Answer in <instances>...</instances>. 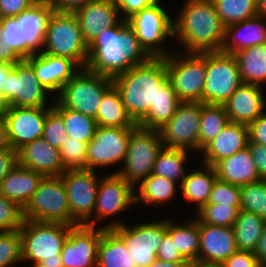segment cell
<instances>
[{"label":"cell","instance_id":"obj_57","mask_svg":"<svg viewBox=\"0 0 266 267\" xmlns=\"http://www.w3.org/2000/svg\"><path fill=\"white\" fill-rule=\"evenodd\" d=\"M3 27L0 24V62H8L11 64L18 63L23 59L14 51L11 46H8V43L5 39V36L2 35Z\"/></svg>","mask_w":266,"mask_h":267},{"label":"cell","instance_id":"obj_43","mask_svg":"<svg viewBox=\"0 0 266 267\" xmlns=\"http://www.w3.org/2000/svg\"><path fill=\"white\" fill-rule=\"evenodd\" d=\"M240 206H230L207 203L194 213L202 223L214 226L233 227L237 219Z\"/></svg>","mask_w":266,"mask_h":267},{"label":"cell","instance_id":"obj_6","mask_svg":"<svg viewBox=\"0 0 266 267\" xmlns=\"http://www.w3.org/2000/svg\"><path fill=\"white\" fill-rule=\"evenodd\" d=\"M165 66L168 80L181 102H203L206 52L176 49L165 57Z\"/></svg>","mask_w":266,"mask_h":267},{"label":"cell","instance_id":"obj_27","mask_svg":"<svg viewBox=\"0 0 266 267\" xmlns=\"http://www.w3.org/2000/svg\"><path fill=\"white\" fill-rule=\"evenodd\" d=\"M266 43V17L256 15L248 20L226 26L225 39L220 50L234 54L241 49Z\"/></svg>","mask_w":266,"mask_h":267},{"label":"cell","instance_id":"obj_7","mask_svg":"<svg viewBox=\"0 0 266 267\" xmlns=\"http://www.w3.org/2000/svg\"><path fill=\"white\" fill-rule=\"evenodd\" d=\"M101 174L93 215L84 225L97 227L99 224H102L100 222H104L105 220L107 223L105 224L104 222L101 227L112 229L117 225L126 223L123 220L121 221V217H118L124 211L133 210V205L135 204V188L130 183H127L118 173L104 174L102 172ZM108 220H111V222Z\"/></svg>","mask_w":266,"mask_h":267},{"label":"cell","instance_id":"obj_8","mask_svg":"<svg viewBox=\"0 0 266 267\" xmlns=\"http://www.w3.org/2000/svg\"><path fill=\"white\" fill-rule=\"evenodd\" d=\"M42 52L69 58L80 68H85L88 44L73 12L53 11L48 20Z\"/></svg>","mask_w":266,"mask_h":267},{"label":"cell","instance_id":"obj_12","mask_svg":"<svg viewBox=\"0 0 266 267\" xmlns=\"http://www.w3.org/2000/svg\"><path fill=\"white\" fill-rule=\"evenodd\" d=\"M242 84L238 63L233 54L206 52L203 103L224 105Z\"/></svg>","mask_w":266,"mask_h":267},{"label":"cell","instance_id":"obj_48","mask_svg":"<svg viewBox=\"0 0 266 267\" xmlns=\"http://www.w3.org/2000/svg\"><path fill=\"white\" fill-rule=\"evenodd\" d=\"M241 186L220 181L214 182L207 203L240 206Z\"/></svg>","mask_w":266,"mask_h":267},{"label":"cell","instance_id":"obj_34","mask_svg":"<svg viewBox=\"0 0 266 267\" xmlns=\"http://www.w3.org/2000/svg\"><path fill=\"white\" fill-rule=\"evenodd\" d=\"M97 267H136L123 239L111 228H103Z\"/></svg>","mask_w":266,"mask_h":267},{"label":"cell","instance_id":"obj_58","mask_svg":"<svg viewBox=\"0 0 266 267\" xmlns=\"http://www.w3.org/2000/svg\"><path fill=\"white\" fill-rule=\"evenodd\" d=\"M96 0H49L54 11L74 12L78 8Z\"/></svg>","mask_w":266,"mask_h":267},{"label":"cell","instance_id":"obj_61","mask_svg":"<svg viewBox=\"0 0 266 267\" xmlns=\"http://www.w3.org/2000/svg\"><path fill=\"white\" fill-rule=\"evenodd\" d=\"M5 149H12L7 136V126L5 119L0 115V151Z\"/></svg>","mask_w":266,"mask_h":267},{"label":"cell","instance_id":"obj_23","mask_svg":"<svg viewBox=\"0 0 266 267\" xmlns=\"http://www.w3.org/2000/svg\"><path fill=\"white\" fill-rule=\"evenodd\" d=\"M84 40L89 45L102 31L115 26L122 18L113 0H96L73 12Z\"/></svg>","mask_w":266,"mask_h":267},{"label":"cell","instance_id":"obj_36","mask_svg":"<svg viewBox=\"0 0 266 267\" xmlns=\"http://www.w3.org/2000/svg\"><path fill=\"white\" fill-rule=\"evenodd\" d=\"M181 101L167 80L157 92L154 106H150L147 116L138 124L145 129L159 130L175 114Z\"/></svg>","mask_w":266,"mask_h":267},{"label":"cell","instance_id":"obj_39","mask_svg":"<svg viewBox=\"0 0 266 267\" xmlns=\"http://www.w3.org/2000/svg\"><path fill=\"white\" fill-rule=\"evenodd\" d=\"M230 123L223 105L202 102L198 133V154Z\"/></svg>","mask_w":266,"mask_h":267},{"label":"cell","instance_id":"obj_17","mask_svg":"<svg viewBox=\"0 0 266 267\" xmlns=\"http://www.w3.org/2000/svg\"><path fill=\"white\" fill-rule=\"evenodd\" d=\"M202 102H181L171 119L159 129L164 147L186 149L198 154Z\"/></svg>","mask_w":266,"mask_h":267},{"label":"cell","instance_id":"obj_22","mask_svg":"<svg viewBox=\"0 0 266 267\" xmlns=\"http://www.w3.org/2000/svg\"><path fill=\"white\" fill-rule=\"evenodd\" d=\"M200 249L196 261L222 264L237 251L233 227L214 226L199 220Z\"/></svg>","mask_w":266,"mask_h":267},{"label":"cell","instance_id":"obj_50","mask_svg":"<svg viewBox=\"0 0 266 267\" xmlns=\"http://www.w3.org/2000/svg\"><path fill=\"white\" fill-rule=\"evenodd\" d=\"M157 258L167 262H189L178 251L175 241L166 231L157 250Z\"/></svg>","mask_w":266,"mask_h":267},{"label":"cell","instance_id":"obj_5","mask_svg":"<svg viewBox=\"0 0 266 267\" xmlns=\"http://www.w3.org/2000/svg\"><path fill=\"white\" fill-rule=\"evenodd\" d=\"M162 2L165 1L156 0L127 20L141 46L151 57H166L178 47L175 44L170 46L171 40L168 38H173V15L164 8Z\"/></svg>","mask_w":266,"mask_h":267},{"label":"cell","instance_id":"obj_60","mask_svg":"<svg viewBox=\"0 0 266 267\" xmlns=\"http://www.w3.org/2000/svg\"><path fill=\"white\" fill-rule=\"evenodd\" d=\"M260 265L266 264V224L263 229V233L259 238L257 248L254 252Z\"/></svg>","mask_w":266,"mask_h":267},{"label":"cell","instance_id":"obj_54","mask_svg":"<svg viewBox=\"0 0 266 267\" xmlns=\"http://www.w3.org/2000/svg\"><path fill=\"white\" fill-rule=\"evenodd\" d=\"M250 141L266 146V110L249 125Z\"/></svg>","mask_w":266,"mask_h":267},{"label":"cell","instance_id":"obj_19","mask_svg":"<svg viewBox=\"0 0 266 267\" xmlns=\"http://www.w3.org/2000/svg\"><path fill=\"white\" fill-rule=\"evenodd\" d=\"M51 107H9L2 115L10 147L18 151L25 144L42 138L47 111Z\"/></svg>","mask_w":266,"mask_h":267},{"label":"cell","instance_id":"obj_2","mask_svg":"<svg viewBox=\"0 0 266 267\" xmlns=\"http://www.w3.org/2000/svg\"><path fill=\"white\" fill-rule=\"evenodd\" d=\"M182 5L173 16L171 43L176 42L181 52L220 51L226 26L220 20L214 3L211 0H184Z\"/></svg>","mask_w":266,"mask_h":267},{"label":"cell","instance_id":"obj_33","mask_svg":"<svg viewBox=\"0 0 266 267\" xmlns=\"http://www.w3.org/2000/svg\"><path fill=\"white\" fill-rule=\"evenodd\" d=\"M243 83L266 89V43L241 49L233 54Z\"/></svg>","mask_w":266,"mask_h":267},{"label":"cell","instance_id":"obj_15","mask_svg":"<svg viewBox=\"0 0 266 267\" xmlns=\"http://www.w3.org/2000/svg\"><path fill=\"white\" fill-rule=\"evenodd\" d=\"M98 173L89 169H69L60 175L68 197L70 225L85 224L92 217L100 180Z\"/></svg>","mask_w":266,"mask_h":267},{"label":"cell","instance_id":"obj_25","mask_svg":"<svg viewBox=\"0 0 266 267\" xmlns=\"http://www.w3.org/2000/svg\"><path fill=\"white\" fill-rule=\"evenodd\" d=\"M249 126L230 122L222 131L209 142L198 154L200 162L214 166L222 159L234 155L248 147Z\"/></svg>","mask_w":266,"mask_h":267},{"label":"cell","instance_id":"obj_4","mask_svg":"<svg viewBox=\"0 0 266 267\" xmlns=\"http://www.w3.org/2000/svg\"><path fill=\"white\" fill-rule=\"evenodd\" d=\"M72 227L64 223L24 220L20 228L23 266L27 262V265L63 267L61 250Z\"/></svg>","mask_w":266,"mask_h":267},{"label":"cell","instance_id":"obj_49","mask_svg":"<svg viewBox=\"0 0 266 267\" xmlns=\"http://www.w3.org/2000/svg\"><path fill=\"white\" fill-rule=\"evenodd\" d=\"M0 24L3 27L2 35L11 46L14 51L21 57V43H20V32L19 22L15 17L0 18Z\"/></svg>","mask_w":266,"mask_h":267},{"label":"cell","instance_id":"obj_3","mask_svg":"<svg viewBox=\"0 0 266 267\" xmlns=\"http://www.w3.org/2000/svg\"><path fill=\"white\" fill-rule=\"evenodd\" d=\"M168 80L165 57H151L113 79L122 103L132 120L139 124L156 102L157 92Z\"/></svg>","mask_w":266,"mask_h":267},{"label":"cell","instance_id":"obj_51","mask_svg":"<svg viewBox=\"0 0 266 267\" xmlns=\"http://www.w3.org/2000/svg\"><path fill=\"white\" fill-rule=\"evenodd\" d=\"M118 6L120 16L128 20L131 16L149 7L156 0H113Z\"/></svg>","mask_w":266,"mask_h":267},{"label":"cell","instance_id":"obj_62","mask_svg":"<svg viewBox=\"0 0 266 267\" xmlns=\"http://www.w3.org/2000/svg\"><path fill=\"white\" fill-rule=\"evenodd\" d=\"M190 262H167L156 259L149 267H189Z\"/></svg>","mask_w":266,"mask_h":267},{"label":"cell","instance_id":"obj_47","mask_svg":"<svg viewBox=\"0 0 266 267\" xmlns=\"http://www.w3.org/2000/svg\"><path fill=\"white\" fill-rule=\"evenodd\" d=\"M23 222V208L0 194V231L20 230Z\"/></svg>","mask_w":266,"mask_h":267},{"label":"cell","instance_id":"obj_35","mask_svg":"<svg viewBox=\"0 0 266 267\" xmlns=\"http://www.w3.org/2000/svg\"><path fill=\"white\" fill-rule=\"evenodd\" d=\"M102 127L136 128V124L126 111L117 88L112 85L103 95L96 118Z\"/></svg>","mask_w":266,"mask_h":267},{"label":"cell","instance_id":"obj_21","mask_svg":"<svg viewBox=\"0 0 266 267\" xmlns=\"http://www.w3.org/2000/svg\"><path fill=\"white\" fill-rule=\"evenodd\" d=\"M43 87L56 97L63 86L81 69L73 60L46 53L34 54L26 59Z\"/></svg>","mask_w":266,"mask_h":267},{"label":"cell","instance_id":"obj_52","mask_svg":"<svg viewBox=\"0 0 266 267\" xmlns=\"http://www.w3.org/2000/svg\"><path fill=\"white\" fill-rule=\"evenodd\" d=\"M220 265L221 267H260L254 253L241 250H237Z\"/></svg>","mask_w":266,"mask_h":267},{"label":"cell","instance_id":"obj_14","mask_svg":"<svg viewBox=\"0 0 266 267\" xmlns=\"http://www.w3.org/2000/svg\"><path fill=\"white\" fill-rule=\"evenodd\" d=\"M2 91L10 107H52L55 99L37 79L26 59L14 64Z\"/></svg>","mask_w":266,"mask_h":267},{"label":"cell","instance_id":"obj_13","mask_svg":"<svg viewBox=\"0 0 266 267\" xmlns=\"http://www.w3.org/2000/svg\"><path fill=\"white\" fill-rule=\"evenodd\" d=\"M154 219L112 228L123 239L136 267H149L157 259L158 247L167 231V218Z\"/></svg>","mask_w":266,"mask_h":267},{"label":"cell","instance_id":"obj_30","mask_svg":"<svg viewBox=\"0 0 266 267\" xmlns=\"http://www.w3.org/2000/svg\"><path fill=\"white\" fill-rule=\"evenodd\" d=\"M220 181L243 186L261 180L248 147L217 162L214 166Z\"/></svg>","mask_w":266,"mask_h":267},{"label":"cell","instance_id":"obj_31","mask_svg":"<svg viewBox=\"0 0 266 267\" xmlns=\"http://www.w3.org/2000/svg\"><path fill=\"white\" fill-rule=\"evenodd\" d=\"M178 193L180 194V186L176 182L151 173L135 188V206L142 205V208L143 206H153L156 213L159 214L160 205L169 204L173 199L176 200Z\"/></svg>","mask_w":266,"mask_h":267},{"label":"cell","instance_id":"obj_16","mask_svg":"<svg viewBox=\"0 0 266 267\" xmlns=\"http://www.w3.org/2000/svg\"><path fill=\"white\" fill-rule=\"evenodd\" d=\"M134 129L98 126L87 144V169L99 172L108 167L111 170L115 165L120 167L125 161L130 135Z\"/></svg>","mask_w":266,"mask_h":267},{"label":"cell","instance_id":"obj_18","mask_svg":"<svg viewBox=\"0 0 266 267\" xmlns=\"http://www.w3.org/2000/svg\"><path fill=\"white\" fill-rule=\"evenodd\" d=\"M102 234L100 225L73 226L61 250L63 267H97L98 244Z\"/></svg>","mask_w":266,"mask_h":267},{"label":"cell","instance_id":"obj_40","mask_svg":"<svg viewBox=\"0 0 266 267\" xmlns=\"http://www.w3.org/2000/svg\"><path fill=\"white\" fill-rule=\"evenodd\" d=\"M52 107L62 116L69 138L89 143L98 127L95 118L63 107L54 99Z\"/></svg>","mask_w":266,"mask_h":267},{"label":"cell","instance_id":"obj_59","mask_svg":"<svg viewBox=\"0 0 266 267\" xmlns=\"http://www.w3.org/2000/svg\"><path fill=\"white\" fill-rule=\"evenodd\" d=\"M14 64L8 62H0V115H3L10 107L7 99L5 98L2 86L5 85L9 72L13 69Z\"/></svg>","mask_w":266,"mask_h":267},{"label":"cell","instance_id":"obj_26","mask_svg":"<svg viewBox=\"0 0 266 267\" xmlns=\"http://www.w3.org/2000/svg\"><path fill=\"white\" fill-rule=\"evenodd\" d=\"M18 164L47 176H60L65 172L60 149L51 146L43 138L25 144L17 151Z\"/></svg>","mask_w":266,"mask_h":267},{"label":"cell","instance_id":"obj_53","mask_svg":"<svg viewBox=\"0 0 266 267\" xmlns=\"http://www.w3.org/2000/svg\"><path fill=\"white\" fill-rule=\"evenodd\" d=\"M35 2V0H0V18L15 17Z\"/></svg>","mask_w":266,"mask_h":267},{"label":"cell","instance_id":"obj_29","mask_svg":"<svg viewBox=\"0 0 266 267\" xmlns=\"http://www.w3.org/2000/svg\"><path fill=\"white\" fill-rule=\"evenodd\" d=\"M44 176L17 164L1 181L0 194L25 208Z\"/></svg>","mask_w":266,"mask_h":267},{"label":"cell","instance_id":"obj_37","mask_svg":"<svg viewBox=\"0 0 266 267\" xmlns=\"http://www.w3.org/2000/svg\"><path fill=\"white\" fill-rule=\"evenodd\" d=\"M191 155L194 153L186 149L163 147L157 155L152 173L166 177L180 186L190 169L186 164L189 163V159L193 160Z\"/></svg>","mask_w":266,"mask_h":267},{"label":"cell","instance_id":"obj_28","mask_svg":"<svg viewBox=\"0 0 266 267\" xmlns=\"http://www.w3.org/2000/svg\"><path fill=\"white\" fill-rule=\"evenodd\" d=\"M195 164V168L189 169L185 178L180 185L181 199L185 200V204L193 206L195 212L199 211L207 204L212 186L217 179L215 168L210 165L199 162ZM198 166V167H197Z\"/></svg>","mask_w":266,"mask_h":267},{"label":"cell","instance_id":"obj_1","mask_svg":"<svg viewBox=\"0 0 266 267\" xmlns=\"http://www.w3.org/2000/svg\"><path fill=\"white\" fill-rule=\"evenodd\" d=\"M150 58L134 29L127 20L121 19L115 26L102 31L88 45L85 68L114 79Z\"/></svg>","mask_w":266,"mask_h":267},{"label":"cell","instance_id":"obj_45","mask_svg":"<svg viewBox=\"0 0 266 267\" xmlns=\"http://www.w3.org/2000/svg\"><path fill=\"white\" fill-rule=\"evenodd\" d=\"M63 166L69 169H87V143L69 138L60 149Z\"/></svg>","mask_w":266,"mask_h":267},{"label":"cell","instance_id":"obj_63","mask_svg":"<svg viewBox=\"0 0 266 267\" xmlns=\"http://www.w3.org/2000/svg\"><path fill=\"white\" fill-rule=\"evenodd\" d=\"M189 267H221V265L194 261L189 263Z\"/></svg>","mask_w":266,"mask_h":267},{"label":"cell","instance_id":"obj_38","mask_svg":"<svg viewBox=\"0 0 266 267\" xmlns=\"http://www.w3.org/2000/svg\"><path fill=\"white\" fill-rule=\"evenodd\" d=\"M265 224L266 220L255 213L240 209L233 226L237 250L254 253Z\"/></svg>","mask_w":266,"mask_h":267},{"label":"cell","instance_id":"obj_55","mask_svg":"<svg viewBox=\"0 0 266 267\" xmlns=\"http://www.w3.org/2000/svg\"><path fill=\"white\" fill-rule=\"evenodd\" d=\"M248 148L261 179H266V146L258 145L249 140Z\"/></svg>","mask_w":266,"mask_h":267},{"label":"cell","instance_id":"obj_65","mask_svg":"<svg viewBox=\"0 0 266 267\" xmlns=\"http://www.w3.org/2000/svg\"><path fill=\"white\" fill-rule=\"evenodd\" d=\"M30 267H45L42 266L41 264H29Z\"/></svg>","mask_w":266,"mask_h":267},{"label":"cell","instance_id":"obj_24","mask_svg":"<svg viewBox=\"0 0 266 267\" xmlns=\"http://www.w3.org/2000/svg\"><path fill=\"white\" fill-rule=\"evenodd\" d=\"M264 88L243 83L223 105L230 122L250 125L266 110Z\"/></svg>","mask_w":266,"mask_h":267},{"label":"cell","instance_id":"obj_64","mask_svg":"<svg viewBox=\"0 0 266 267\" xmlns=\"http://www.w3.org/2000/svg\"><path fill=\"white\" fill-rule=\"evenodd\" d=\"M258 15L266 17V0H258Z\"/></svg>","mask_w":266,"mask_h":267},{"label":"cell","instance_id":"obj_56","mask_svg":"<svg viewBox=\"0 0 266 267\" xmlns=\"http://www.w3.org/2000/svg\"><path fill=\"white\" fill-rule=\"evenodd\" d=\"M18 164L17 151L5 149L0 151V183L3 178Z\"/></svg>","mask_w":266,"mask_h":267},{"label":"cell","instance_id":"obj_46","mask_svg":"<svg viewBox=\"0 0 266 267\" xmlns=\"http://www.w3.org/2000/svg\"><path fill=\"white\" fill-rule=\"evenodd\" d=\"M42 138L58 149L69 139L62 116L53 107L47 111Z\"/></svg>","mask_w":266,"mask_h":267},{"label":"cell","instance_id":"obj_32","mask_svg":"<svg viewBox=\"0 0 266 267\" xmlns=\"http://www.w3.org/2000/svg\"><path fill=\"white\" fill-rule=\"evenodd\" d=\"M188 221L178 222L167 217V232L175 241L180 254L189 262L198 259L200 249L199 219L194 215Z\"/></svg>","mask_w":266,"mask_h":267},{"label":"cell","instance_id":"obj_20","mask_svg":"<svg viewBox=\"0 0 266 267\" xmlns=\"http://www.w3.org/2000/svg\"><path fill=\"white\" fill-rule=\"evenodd\" d=\"M53 11L49 1H36L15 16L19 22L22 59L42 52L48 20Z\"/></svg>","mask_w":266,"mask_h":267},{"label":"cell","instance_id":"obj_9","mask_svg":"<svg viewBox=\"0 0 266 267\" xmlns=\"http://www.w3.org/2000/svg\"><path fill=\"white\" fill-rule=\"evenodd\" d=\"M163 147L159 130L145 129L138 125L131 132L123 165L117 169L112 168L113 172L106 173H118L127 183L136 188L153 172L157 155Z\"/></svg>","mask_w":266,"mask_h":267},{"label":"cell","instance_id":"obj_44","mask_svg":"<svg viewBox=\"0 0 266 267\" xmlns=\"http://www.w3.org/2000/svg\"><path fill=\"white\" fill-rule=\"evenodd\" d=\"M19 264L23 265L20 230L0 231V267Z\"/></svg>","mask_w":266,"mask_h":267},{"label":"cell","instance_id":"obj_11","mask_svg":"<svg viewBox=\"0 0 266 267\" xmlns=\"http://www.w3.org/2000/svg\"><path fill=\"white\" fill-rule=\"evenodd\" d=\"M24 220L70 225V208L60 176H47L23 209Z\"/></svg>","mask_w":266,"mask_h":267},{"label":"cell","instance_id":"obj_10","mask_svg":"<svg viewBox=\"0 0 266 267\" xmlns=\"http://www.w3.org/2000/svg\"><path fill=\"white\" fill-rule=\"evenodd\" d=\"M113 79L81 68L55 99L65 108L96 118L104 93Z\"/></svg>","mask_w":266,"mask_h":267},{"label":"cell","instance_id":"obj_42","mask_svg":"<svg viewBox=\"0 0 266 267\" xmlns=\"http://www.w3.org/2000/svg\"><path fill=\"white\" fill-rule=\"evenodd\" d=\"M240 209L266 220V179L241 186Z\"/></svg>","mask_w":266,"mask_h":267},{"label":"cell","instance_id":"obj_41","mask_svg":"<svg viewBox=\"0 0 266 267\" xmlns=\"http://www.w3.org/2000/svg\"><path fill=\"white\" fill-rule=\"evenodd\" d=\"M225 26L258 15V0H211Z\"/></svg>","mask_w":266,"mask_h":267}]
</instances>
